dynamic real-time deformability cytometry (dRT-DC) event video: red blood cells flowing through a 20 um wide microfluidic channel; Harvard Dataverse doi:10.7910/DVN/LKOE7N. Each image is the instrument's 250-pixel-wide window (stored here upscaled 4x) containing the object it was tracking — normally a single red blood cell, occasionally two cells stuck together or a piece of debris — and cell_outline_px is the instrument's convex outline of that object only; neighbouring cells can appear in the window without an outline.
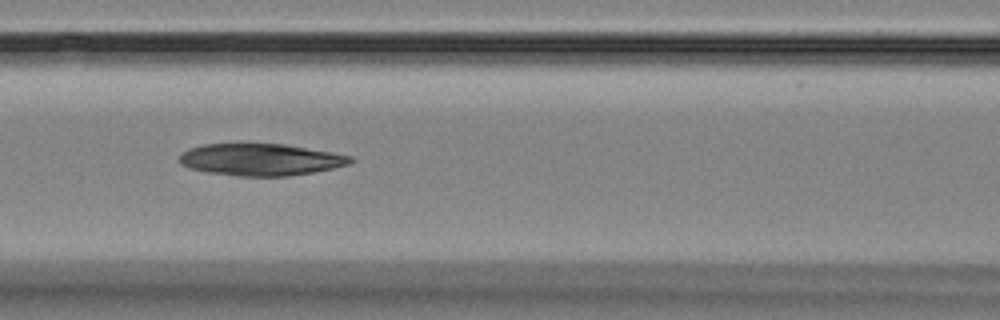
{"species": "Egyptian fruit bat (a non-hibernating species)", "species_latin": "Rousettus aegyptiacus", "temperature_condition": "room temperature", "stored_images_in_passage": 7, "camera_frame_rate_fps": 3000, "um_per_image_px": 0.085, "animal": {"sex": "female"}, "frame": {"image": 1, "passage_image": 7, "time_ms": 9.667, "image_size_px": [1000, 320], "cell_outline_px": [[356, 160], [348, 164], [332, 168], [312, 172], [288, 176], [240, 176], [204, 172], [188, 168], [180, 164], [180, 152], [188, 148], [204, 144], [284, 144], [332, 152], [352, 156]], "centroid_in_image_um": [22.12, 13.56], "position_along_channel_um": 144.5, "area_um2": 31.91}}